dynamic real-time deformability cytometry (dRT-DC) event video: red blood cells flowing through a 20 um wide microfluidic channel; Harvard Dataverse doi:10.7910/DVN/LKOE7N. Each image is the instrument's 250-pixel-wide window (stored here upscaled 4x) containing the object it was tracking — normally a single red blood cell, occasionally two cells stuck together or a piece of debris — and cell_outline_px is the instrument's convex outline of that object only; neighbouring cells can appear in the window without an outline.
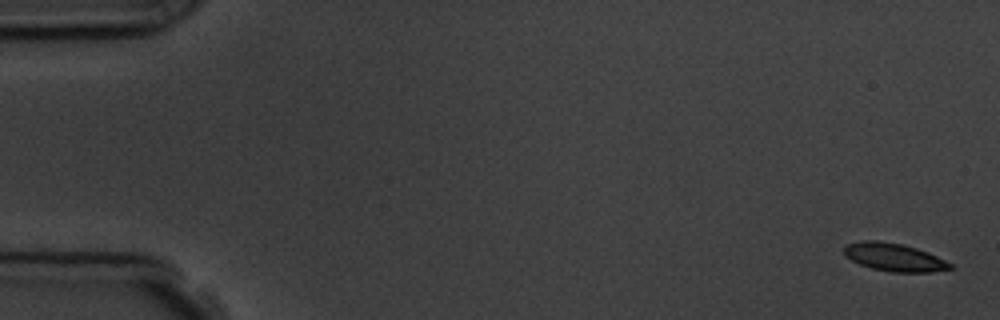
{"species": "common noctule bat (a hibernating species)", "species_latin": "Nyctalus noctula", "temperature_condition": "room temperature", "stored_images_in_passage": 6, "camera_frame_rate_fps": 3000, "um_per_image_px": 0.085, "animal": {"sex": "male", "body_mass_g": 19.5, "forearm_length_mm": 54.6}, "frame": {"image": 1, "passage_image": 1, "time_ms": 0.0, "image_size_px": [1000, 320], "cell_outline_px": [[956, 268], [932, 272], [892, 272], [872, 268], [860, 264], [844, 256], [844, 248], [848, 244], [864, 240], [880, 240], [900, 244], [916, 248], [928, 252], [952, 264]], "centroid_in_image_um": [76.02, 21.87], "position_along_channel_um": 9.0, "area_um2": 17.22}}
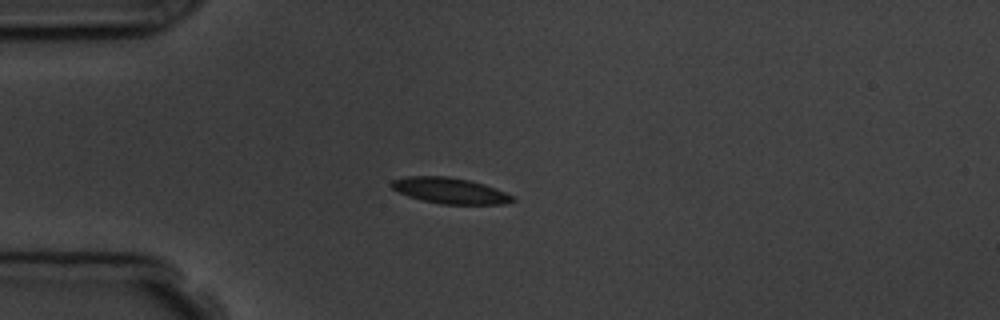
{"frame": {"image": 2, "passage_image": 4, "time_ms": 4.333, "image_size_px": [1000, 320], "cell_outline_px": [[516, 200], [504, 204], [440, 204], [408, 196], [392, 188], [388, 184], [392, 180], [408, 176], [448, 176], [468, 180], [484, 184], [496, 188], [512, 196]], "centroid_in_image_um": [38.23, 16.2], "position_along_channel_um": 46.8, "area_um2": 18.15}}